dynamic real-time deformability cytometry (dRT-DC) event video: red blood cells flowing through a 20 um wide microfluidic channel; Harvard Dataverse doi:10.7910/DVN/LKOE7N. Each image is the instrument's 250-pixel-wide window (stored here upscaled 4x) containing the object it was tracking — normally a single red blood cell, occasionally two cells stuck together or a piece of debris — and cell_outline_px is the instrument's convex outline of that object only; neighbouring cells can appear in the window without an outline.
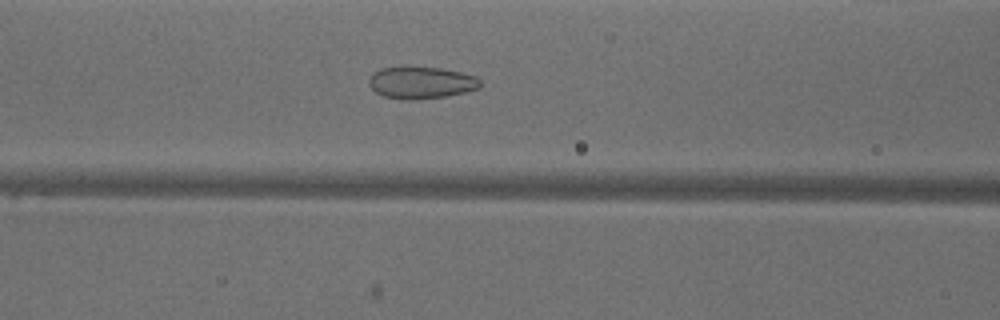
{"species": "common noctule bat (a hibernating species)", "species_latin": "Nyctalus noctula", "temperature_condition": "warm", "stored_images_in_passage": 50, "camera_frame_rate_fps": 3000, "um_per_image_px": 0.085, "animal": {"sex": "male", "body_mass_g": 18.8}, "frame": {"image": 1, "passage_image": 19, "time_ms": 6.0, "image_size_px": [1000, 320], "cell_outline_px": [[480, 88], [448, 96], [416, 100], [404, 100], [384, 96], [376, 92], [368, 84], [368, 80], [380, 68], [440, 68], [460, 72], [476, 76], [480, 80]], "centroid_in_image_um": [35.82, 7.05], "position_along_channel_um": 130.8, "area_um2": 20.46}}
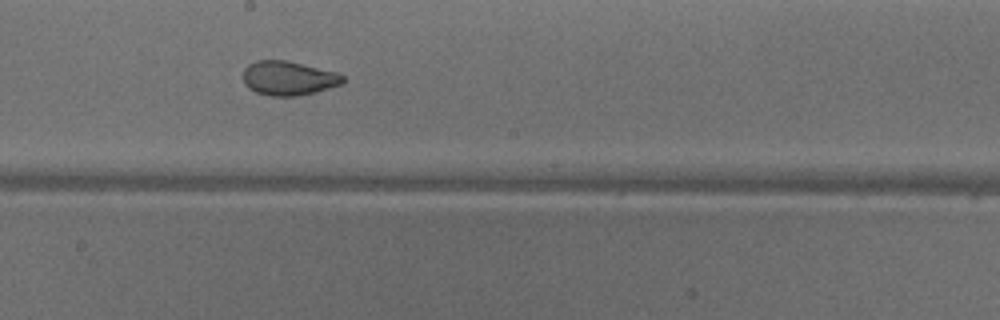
{"frame": {"image": 2, "passage_image": 26, "time_ms": 8.333, "image_size_px": [1000, 320], "cell_outline_px": [[344, 80], [340, 84], [316, 92], [300, 96], [272, 96], [256, 92], [248, 88], [244, 84], [244, 68], [248, 64], [256, 60], [288, 60], [336, 72], [344, 76]], "centroid_in_image_um": [24.5, 6.64], "position_along_channel_um": 223.7, "area_um2": 19.94}}
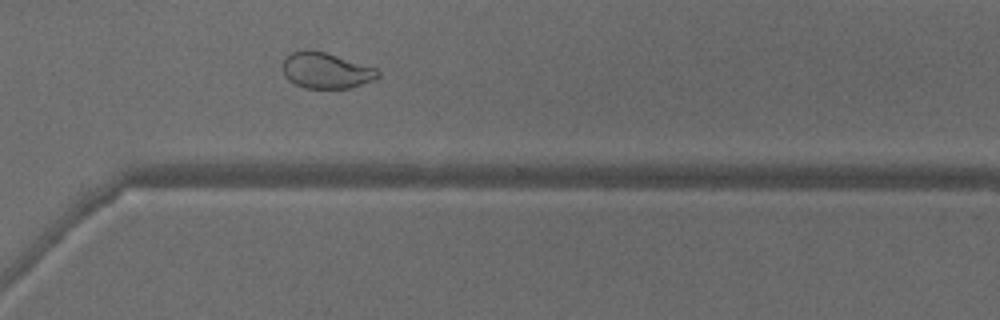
{"frame": {"image": 3, "passage_image": 35, "time_ms": 11.333, "image_size_px": [1000, 320], "cell_outline_px": [[380, 76], [376, 80], [352, 88], [304, 88], [288, 80], [284, 76], [284, 56], [292, 52], [304, 48], [312, 48], [376, 68], [380, 72]], "centroid_in_image_um": [27.72, 5.98], "position_along_channel_um": 342.9, "area_um2": 20.23}}